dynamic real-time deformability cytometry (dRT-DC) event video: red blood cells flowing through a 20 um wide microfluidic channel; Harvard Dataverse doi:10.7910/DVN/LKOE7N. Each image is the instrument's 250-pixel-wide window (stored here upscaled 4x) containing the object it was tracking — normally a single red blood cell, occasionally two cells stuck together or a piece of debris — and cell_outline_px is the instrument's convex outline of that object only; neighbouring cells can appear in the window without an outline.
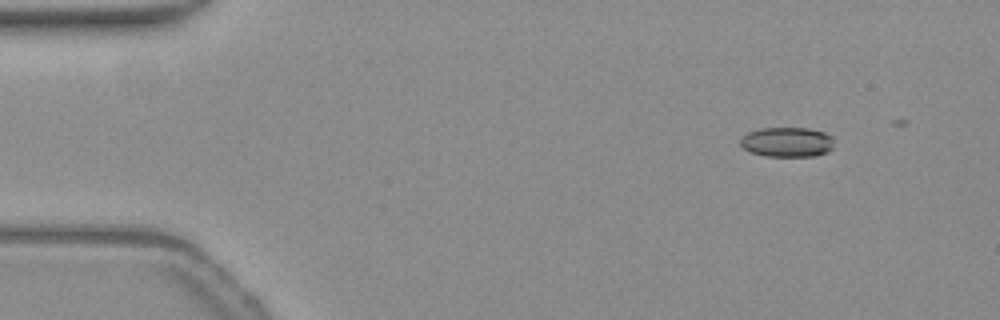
{"species": "common noctule bat (a hibernating species)", "species_latin": "Nyctalus noctula", "temperature_condition": "warm", "stored_images_in_passage": 11, "camera_frame_rate_fps": 3000, "um_per_image_px": 0.085, "animal": {"sex": "female", "body_mass_g": 19.3, "forearm_length_mm": 54.1}, "frame": {"image": 1, "passage_image": 1, "time_ms": 0.0, "image_size_px": [1000, 320], "cell_outline_px": [[832, 148], [828, 152], [812, 156], [764, 156], [752, 152], [744, 148], [740, 144], [740, 140], [748, 132], [760, 128], [808, 128], [824, 132], [832, 136]], "centroid_in_image_um": [66.91, 12.07], "position_along_channel_um": 18.1, "area_um2": 16.18}}
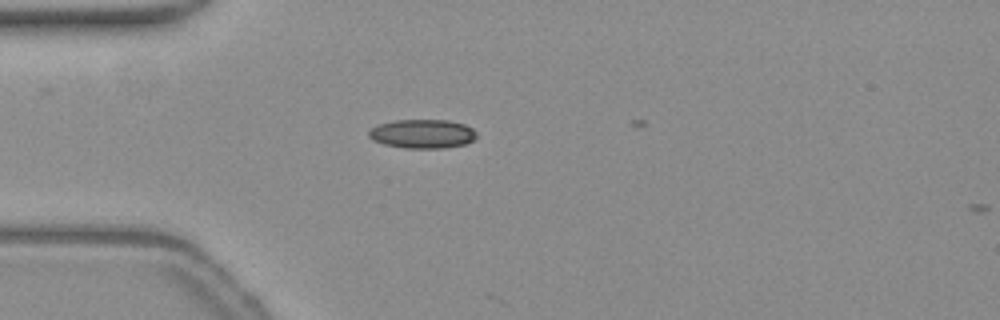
{"frame": {"image": 2, "passage_image": 10, "time_ms": 3.0, "image_size_px": [1000, 320], "cell_outline_px": [[476, 136], [472, 140], [464, 144], [444, 148], [404, 148], [384, 144], [372, 140], [368, 136], [368, 132], [372, 128], [380, 124], [396, 120], [448, 120], [464, 124], [472, 128], [476, 132]], "centroid_in_image_um": [35.9, 11.37], "position_along_channel_um": 49.1, "area_um2": 18.09}}